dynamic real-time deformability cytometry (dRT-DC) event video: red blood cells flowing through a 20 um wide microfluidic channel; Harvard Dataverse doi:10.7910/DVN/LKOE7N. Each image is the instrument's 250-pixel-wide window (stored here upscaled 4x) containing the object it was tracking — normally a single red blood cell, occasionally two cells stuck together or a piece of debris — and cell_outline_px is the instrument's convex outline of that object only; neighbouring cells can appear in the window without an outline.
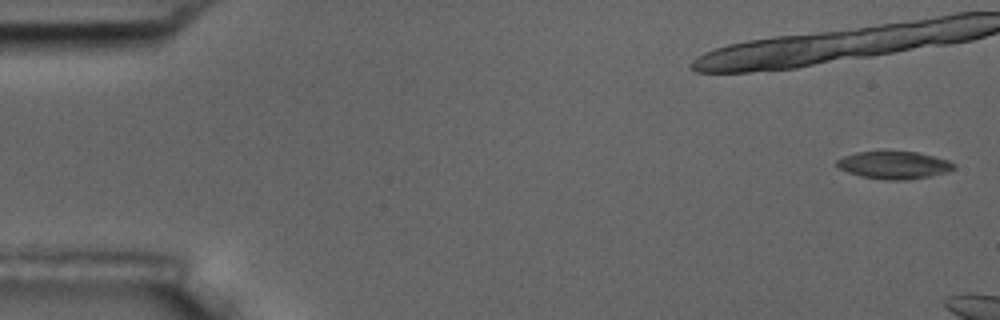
{"species": "common noctule bat (a hibernating species)", "species_latin": "Nyctalus noctula", "temperature_condition": "room temperature", "stored_images_in_passage": 3, "camera_frame_rate_fps": 3000, "um_per_image_px": 0.085, "animal": {"sex": "male", "body_mass_g": 17.5, "forearm_length_mm": 52.3}, "frame": {"image": 1, "passage_image": 1, "time_ms": 0.0, "image_size_px": [1000, 320], "cell_outline_px": [[956, 168], [948, 172], [908, 180], [884, 180], [860, 176], [848, 172], [840, 168], [836, 164], [836, 160], [844, 156], [856, 152], [916, 152], [948, 160], [956, 164]], "centroid_in_image_um": [76.0, 14.04], "position_along_channel_um": 9.0, "area_um2": 18.67}}